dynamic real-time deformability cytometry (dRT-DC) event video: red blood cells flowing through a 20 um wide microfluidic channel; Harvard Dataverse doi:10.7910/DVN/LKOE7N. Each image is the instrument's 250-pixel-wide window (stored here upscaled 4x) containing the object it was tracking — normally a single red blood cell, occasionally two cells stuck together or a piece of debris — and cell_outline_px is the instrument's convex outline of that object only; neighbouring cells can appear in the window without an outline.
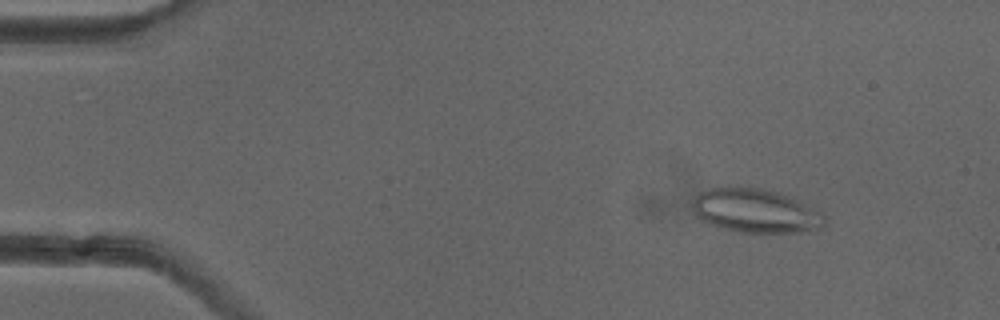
{"species": "common noctule bat (a hibernating species)", "species_latin": "Nyctalus noctula", "temperature_condition": "cold", "stored_images_in_passage": 48, "camera_frame_rate_fps": 3000, "um_per_image_px": 0.085, "animal": {"sex": "female"}, "frame": {"image": 1, "passage_image": 3, "time_ms": 0.667, "image_size_px": [1000, 320], "cell_outline_px": [[824, 224], [816, 232], [740, 232], [716, 228], [700, 220], [696, 216], [692, 208], [692, 200], [700, 192], [712, 188], [764, 188], [792, 196], [800, 200], [820, 212], [824, 216]], "centroid_in_image_um": [64.22, 17.94], "position_along_channel_um": 20.8, "area_um2": 34.1}}
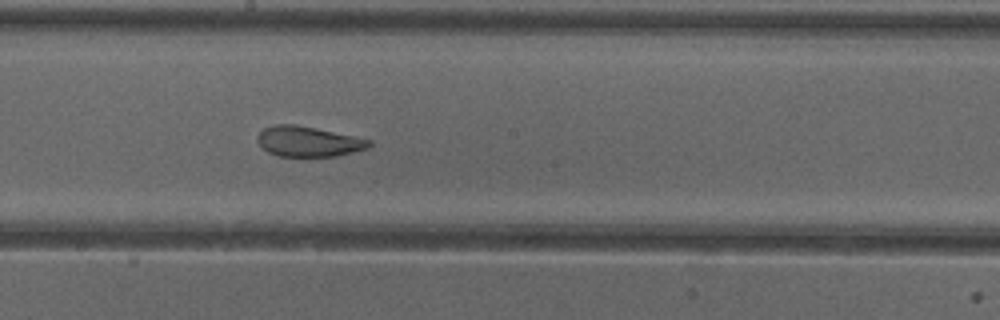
{"frame": {"image": 2, "passage_image": 25, "time_ms": 8.0, "image_size_px": [1000, 320], "cell_outline_px": [[372, 144], [368, 148], [336, 156], [280, 156], [268, 152], [256, 140], [256, 136], [264, 128], [276, 124], [296, 124], [316, 128], [372, 140]], "centroid_in_image_um": [26.2, 12.02], "position_along_channel_um": 222.0, "area_um2": 19.59}}
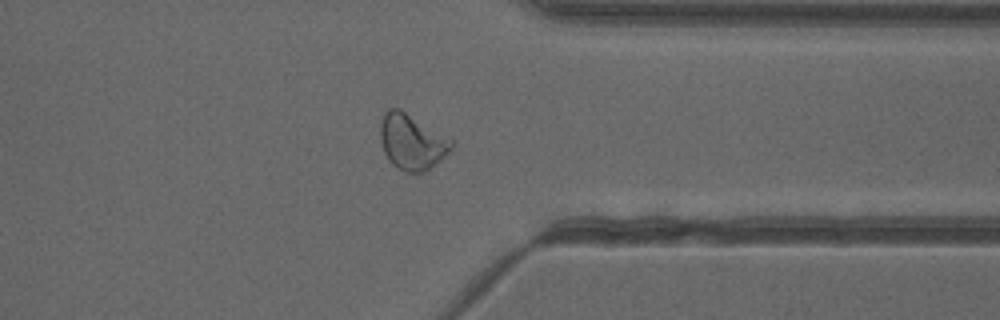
{"frame": {"image": 3, "passage_image": 37, "time_ms": 12.0, "image_size_px": [1000, 320], "cell_outline_px": [[452, 148], [444, 156], [424, 172], [404, 172], [392, 164], [388, 160], [384, 152], [380, 140], [380, 124], [384, 112], [388, 108], [400, 108], [452, 140]], "centroid_in_image_um": [34.96, 12.04], "position_along_channel_um": 376.4, "area_um2": 22.77}, "authors_computed_cell_mechanics": {"area_um2": 23.2067, "velocity_mm_per_s": 3.9723, "shape_relaxation_time_tau1_ms": null, "shape_relaxation_time_tau2_ms": 1.3481, "deformation_change_tau1": null, "deformation_change_tau2": 0.0815}}